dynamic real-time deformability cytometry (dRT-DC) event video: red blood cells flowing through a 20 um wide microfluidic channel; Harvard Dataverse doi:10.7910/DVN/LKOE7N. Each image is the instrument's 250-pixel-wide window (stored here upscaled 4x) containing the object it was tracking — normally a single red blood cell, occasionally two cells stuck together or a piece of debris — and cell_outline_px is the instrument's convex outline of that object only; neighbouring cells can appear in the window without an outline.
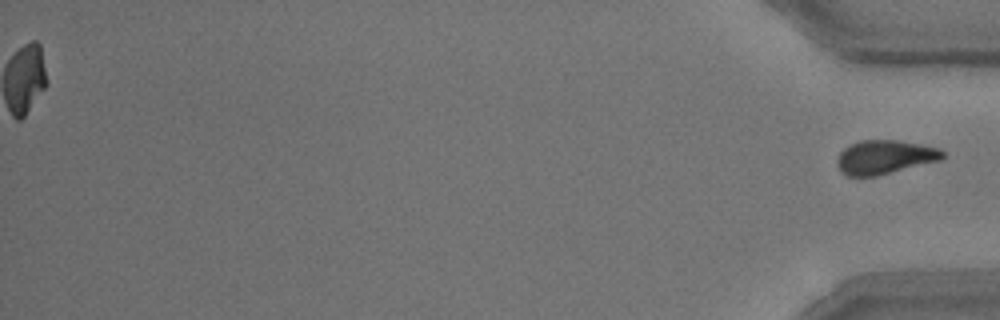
{"species": "common noctule bat (a hibernating species)", "species_latin": "Nyctalus noctula", "temperature_condition": "room temperature", "stored_images_in_passage": 53, "segment_of_instrument_passage": [2, 2], "camera_frame_rate_fps": 3000, "um_per_image_px": 0.085, "animal": {"sex": "male", "body_mass_g": 15.6}, "frame": {"image": 1, "passage_image": 53, "time_ms": 17.333, "image_size_px": [1000, 320], "cell_outline_px": [[944, 156], [940, 160], [876, 176], [844, 176], [840, 172], [836, 164], [836, 160], [840, 152], [844, 148], [860, 140], [896, 140], [920, 144], [940, 148], [944, 152]], "centroid_in_image_um": [75.16, 13.36], "position_along_channel_um": 360.0, "area_um2": 20.87}}